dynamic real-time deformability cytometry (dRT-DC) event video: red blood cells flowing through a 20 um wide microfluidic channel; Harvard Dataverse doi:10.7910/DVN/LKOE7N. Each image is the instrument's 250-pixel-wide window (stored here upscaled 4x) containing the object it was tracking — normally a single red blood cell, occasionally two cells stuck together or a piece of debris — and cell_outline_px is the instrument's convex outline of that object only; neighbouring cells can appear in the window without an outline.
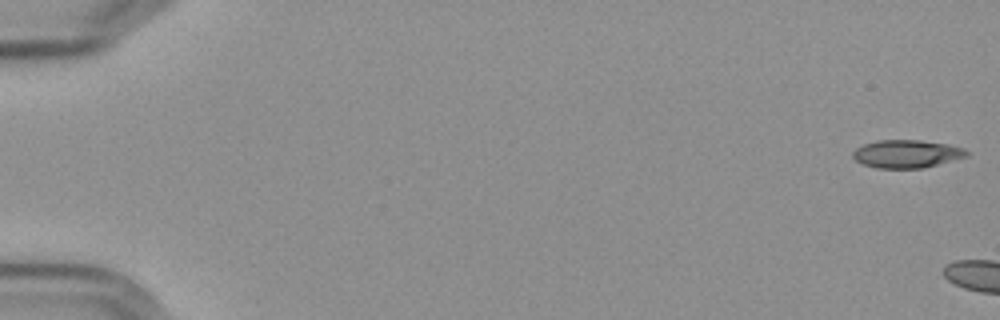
{"species": "Egyptian fruit bat (a non-hibernating species)", "species_latin": "Rousettus aegyptiacus", "temperature_condition": "cold", "stored_images_in_passage": 6, "camera_frame_rate_fps": 3000, "um_per_image_px": 0.085, "frame": {"image": 1, "passage_image": 1, "time_ms": 0.0, "image_size_px": [1000, 320], "cell_outline_px": [[968, 156], [924, 168], [876, 168], [864, 164], [856, 160], [852, 156], [852, 152], [856, 148], [864, 144], [876, 140], [920, 140], [948, 144], [964, 148], [968, 152]], "centroid_in_image_um": [77.07, 13.07], "position_along_channel_um": 7.9, "area_um2": 18.55}}